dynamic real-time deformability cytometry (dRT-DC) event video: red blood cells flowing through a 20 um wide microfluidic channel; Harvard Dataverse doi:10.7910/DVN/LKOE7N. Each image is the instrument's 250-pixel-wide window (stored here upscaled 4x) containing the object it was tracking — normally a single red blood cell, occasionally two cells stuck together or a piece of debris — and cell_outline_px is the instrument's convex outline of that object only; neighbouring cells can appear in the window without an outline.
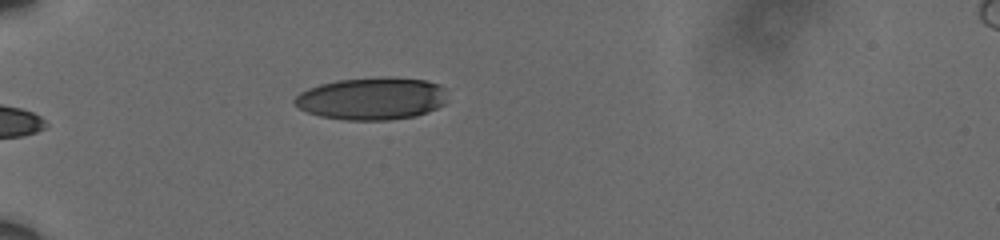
{"species": "human", "species_latin": "Homo sapiens", "temperature_condition": "cold", "stored_images_in_passage": 35, "camera_frame_rate_fps": 3000, "um_per_image_px": 0.085, "donor": {"sex": "male"}, "frame": {"image": 1, "passage_image": 1, "time_ms": 0.0, "image_size_px": [1000, 240], "cell_outline_px": [[444, 104], [428, 112], [416, 116], [388, 120], [344, 120], [320, 116], [308, 112], [292, 104], [292, 100], [300, 92], [308, 88], [320, 84], [336, 80], [384, 76], [424, 80], [440, 84], [444, 88]], "centroid_in_image_um": [31.57, 8.37], "position_along_channel_um": 53.4, "area_um2": 37.97}}
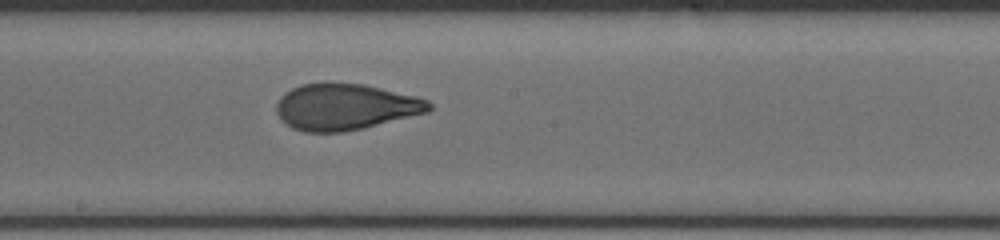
{"frame": {"image": 2, "passage_image": 17, "time_ms": 5.333, "image_size_px": [1000, 240], "cell_outline_px": [[432, 108], [428, 112], [364, 128], [344, 132], [304, 132], [292, 128], [276, 112], [276, 104], [280, 96], [284, 92], [300, 84], [324, 80], [328, 80], [364, 84], [416, 96], [428, 100], [432, 104]], "centroid_in_image_um": [29.33, 9.05], "position_along_channel_um": 218.9, "area_um2": 41.85}}
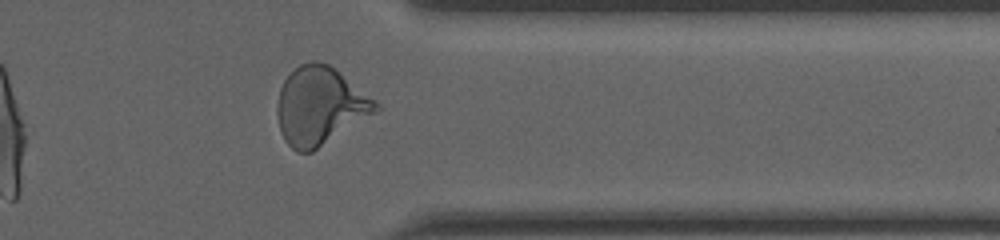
{"frame": {"image": 3, "passage_image": 31, "time_ms": 10.0, "image_size_px": [1000, 240], "cell_outline_px": [[380, 108], [376, 112], [312, 152], [296, 152], [284, 140], [280, 132], [276, 112], [276, 104], [280, 88], [284, 80], [300, 64], [312, 60], [316, 60], [328, 64], [376, 100]], "centroid_in_image_um": [27.16, 9.02], "position_along_channel_um": 384.2, "area_um2": 44.45}, "authors_computed_cell_mechanics": {"area_um2": 41.1536, "velocity_mm_per_s": 3.5975, "shape_relaxation_time_tau1_ms": 6.3397, "shape_relaxation_time_tau2_ms": 1.0203, "deformation_change_tau1": 0.2229, "deformation_change_tau2": 0.0773}}